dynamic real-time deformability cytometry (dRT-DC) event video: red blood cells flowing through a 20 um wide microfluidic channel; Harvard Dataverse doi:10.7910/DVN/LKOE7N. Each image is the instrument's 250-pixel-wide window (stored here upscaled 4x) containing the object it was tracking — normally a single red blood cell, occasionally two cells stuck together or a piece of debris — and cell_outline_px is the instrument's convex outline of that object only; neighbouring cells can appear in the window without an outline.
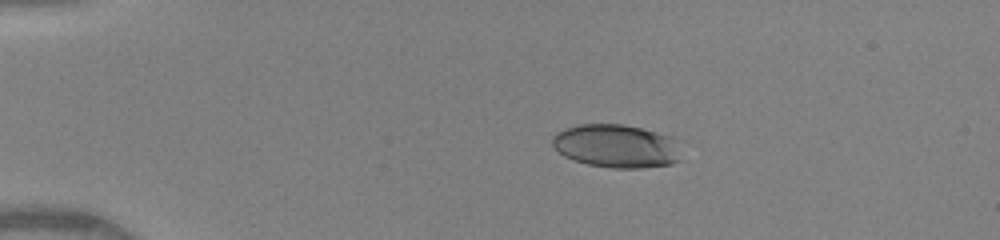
{"species": "human", "species_latin": "Homo sapiens", "temperature_condition": "warm", "stored_images_in_passage": 49, "camera_frame_rate_fps": 3000, "um_per_image_px": 0.085, "donor": {"sex": "female"}, "frame": {"image": 1, "passage_image": 10, "time_ms": 3.0, "image_size_px": [1000, 240], "cell_outline_px": [[680, 160], [672, 164], [640, 168], [612, 168], [588, 164], [564, 156], [552, 144], [552, 136], [556, 132], [564, 128], [580, 124], [624, 124], [656, 132], [668, 136], [672, 140]], "centroid_in_image_um": [52.31, 12.41], "position_along_channel_um": 32.7, "area_um2": 32.02}}
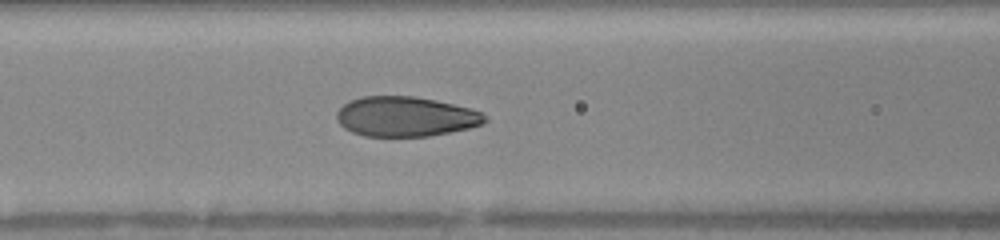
{"frame": {"image": 2, "passage_image": 22, "time_ms": 7.0, "image_size_px": [1000, 240], "cell_outline_px": [[488, 120], [484, 124], [468, 128], [428, 136], [364, 136], [352, 132], [344, 128], [336, 120], [336, 112], [348, 100], [364, 96], [416, 96], [436, 100], [468, 108], [480, 112]], "centroid_in_image_um": [34.43, 9.9], "position_along_channel_um": 132.2, "area_um2": 34.39}}
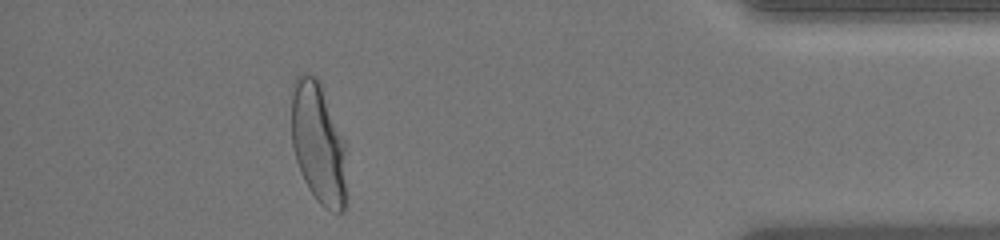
{"frame": {"image": 3, "passage_image": 45, "time_ms": 14.667, "image_size_px": [1000, 240], "cell_outline_px": [[344, 212], [332, 212], [324, 208], [316, 200], [308, 188], [300, 172], [296, 160], [292, 144], [292, 84], [296, 76], [300, 72], [308, 72], [316, 76], [320, 80], [344, 140]], "centroid_in_image_um": [27.02, 12.11], "position_along_channel_um": 408.2, "area_um2": 38.9}, "authors_computed_cell_mechanics": {"area_um2": 35.0268, "velocity_mm_per_s": 4.1079, "shape_relaxation_time_tau1_ms": 3.5616, "shape_relaxation_time_tau2_ms": null, "deformation_change_tau1": 0.1826, "deformation_change_tau2": null}}